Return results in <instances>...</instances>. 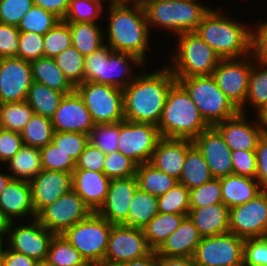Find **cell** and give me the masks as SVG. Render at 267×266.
<instances>
[{"mask_svg": "<svg viewBox=\"0 0 267 266\" xmlns=\"http://www.w3.org/2000/svg\"><path fill=\"white\" fill-rule=\"evenodd\" d=\"M176 81L167 66L147 75L145 73L136 76L127 87L123 88L125 120L157 126L168 91Z\"/></svg>", "mask_w": 267, "mask_h": 266, "instance_id": "cell-1", "label": "cell"}, {"mask_svg": "<svg viewBox=\"0 0 267 266\" xmlns=\"http://www.w3.org/2000/svg\"><path fill=\"white\" fill-rule=\"evenodd\" d=\"M130 2H110L107 46L113 51L137 56L144 63L149 41V27L144 8Z\"/></svg>", "mask_w": 267, "mask_h": 266, "instance_id": "cell-2", "label": "cell"}, {"mask_svg": "<svg viewBox=\"0 0 267 266\" xmlns=\"http://www.w3.org/2000/svg\"><path fill=\"white\" fill-rule=\"evenodd\" d=\"M210 9L194 31L221 59L251 55L252 31L236 20Z\"/></svg>", "mask_w": 267, "mask_h": 266, "instance_id": "cell-3", "label": "cell"}, {"mask_svg": "<svg viewBox=\"0 0 267 266\" xmlns=\"http://www.w3.org/2000/svg\"><path fill=\"white\" fill-rule=\"evenodd\" d=\"M209 127L189 93L176 81L168 91L157 124L161 137L193 140Z\"/></svg>", "mask_w": 267, "mask_h": 266, "instance_id": "cell-4", "label": "cell"}, {"mask_svg": "<svg viewBox=\"0 0 267 266\" xmlns=\"http://www.w3.org/2000/svg\"><path fill=\"white\" fill-rule=\"evenodd\" d=\"M131 63L144 67V62L137 56L113 51L104 44L98 50L85 56L84 82L108 84L123 89L136 78L135 75L133 76Z\"/></svg>", "mask_w": 267, "mask_h": 266, "instance_id": "cell-5", "label": "cell"}, {"mask_svg": "<svg viewBox=\"0 0 267 266\" xmlns=\"http://www.w3.org/2000/svg\"><path fill=\"white\" fill-rule=\"evenodd\" d=\"M175 79L189 93L200 114L210 127L239 113V109L218 87L212 75Z\"/></svg>", "mask_w": 267, "mask_h": 266, "instance_id": "cell-6", "label": "cell"}, {"mask_svg": "<svg viewBox=\"0 0 267 266\" xmlns=\"http://www.w3.org/2000/svg\"><path fill=\"white\" fill-rule=\"evenodd\" d=\"M210 9L197 0H161L144 7L149 29L156 25L177 35L194 32Z\"/></svg>", "mask_w": 267, "mask_h": 266, "instance_id": "cell-7", "label": "cell"}, {"mask_svg": "<svg viewBox=\"0 0 267 266\" xmlns=\"http://www.w3.org/2000/svg\"><path fill=\"white\" fill-rule=\"evenodd\" d=\"M176 57L168 66L175 78L209 76L217 67L220 57L195 32L178 34ZM174 66V67H173Z\"/></svg>", "mask_w": 267, "mask_h": 266, "instance_id": "cell-8", "label": "cell"}, {"mask_svg": "<svg viewBox=\"0 0 267 266\" xmlns=\"http://www.w3.org/2000/svg\"><path fill=\"white\" fill-rule=\"evenodd\" d=\"M112 226L113 224L108 220L92 212L86 219L70 227L63 235L92 266L104 261Z\"/></svg>", "mask_w": 267, "mask_h": 266, "instance_id": "cell-9", "label": "cell"}, {"mask_svg": "<svg viewBox=\"0 0 267 266\" xmlns=\"http://www.w3.org/2000/svg\"><path fill=\"white\" fill-rule=\"evenodd\" d=\"M95 125L125 120L123 89L108 84L83 82L75 87Z\"/></svg>", "mask_w": 267, "mask_h": 266, "instance_id": "cell-10", "label": "cell"}, {"mask_svg": "<svg viewBox=\"0 0 267 266\" xmlns=\"http://www.w3.org/2000/svg\"><path fill=\"white\" fill-rule=\"evenodd\" d=\"M245 239L233 233L201 237L194 254L197 266H243Z\"/></svg>", "mask_w": 267, "mask_h": 266, "instance_id": "cell-11", "label": "cell"}, {"mask_svg": "<svg viewBox=\"0 0 267 266\" xmlns=\"http://www.w3.org/2000/svg\"><path fill=\"white\" fill-rule=\"evenodd\" d=\"M91 213L82 198L72 189L42 208L36 219L54 235H61Z\"/></svg>", "mask_w": 267, "mask_h": 266, "instance_id": "cell-12", "label": "cell"}, {"mask_svg": "<svg viewBox=\"0 0 267 266\" xmlns=\"http://www.w3.org/2000/svg\"><path fill=\"white\" fill-rule=\"evenodd\" d=\"M161 138L154 124L128 120L119 122L118 151L132 159L137 165L149 163Z\"/></svg>", "mask_w": 267, "mask_h": 266, "instance_id": "cell-13", "label": "cell"}, {"mask_svg": "<svg viewBox=\"0 0 267 266\" xmlns=\"http://www.w3.org/2000/svg\"><path fill=\"white\" fill-rule=\"evenodd\" d=\"M229 232L243 239L267 237V190L230 208Z\"/></svg>", "mask_w": 267, "mask_h": 266, "instance_id": "cell-14", "label": "cell"}, {"mask_svg": "<svg viewBox=\"0 0 267 266\" xmlns=\"http://www.w3.org/2000/svg\"><path fill=\"white\" fill-rule=\"evenodd\" d=\"M153 249L148 245L142 228L126 225H113L109 235L104 261L115 264L139 259L150 254Z\"/></svg>", "mask_w": 267, "mask_h": 266, "instance_id": "cell-15", "label": "cell"}, {"mask_svg": "<svg viewBox=\"0 0 267 266\" xmlns=\"http://www.w3.org/2000/svg\"><path fill=\"white\" fill-rule=\"evenodd\" d=\"M31 222V224L17 227L13 225V222L7 223L5 234L6 236L8 234V236L5 246H10L9 249L25 254L37 262H44L54 234L46 229L36 218Z\"/></svg>", "mask_w": 267, "mask_h": 266, "instance_id": "cell-16", "label": "cell"}, {"mask_svg": "<svg viewBox=\"0 0 267 266\" xmlns=\"http://www.w3.org/2000/svg\"><path fill=\"white\" fill-rule=\"evenodd\" d=\"M243 57L242 59H220L212 73L218 87L238 109L244 104L248 93L249 76L253 63L251 56Z\"/></svg>", "mask_w": 267, "mask_h": 266, "instance_id": "cell-17", "label": "cell"}, {"mask_svg": "<svg viewBox=\"0 0 267 266\" xmlns=\"http://www.w3.org/2000/svg\"><path fill=\"white\" fill-rule=\"evenodd\" d=\"M33 83L31 64L18 57L0 61V103L25 101Z\"/></svg>", "mask_w": 267, "mask_h": 266, "instance_id": "cell-18", "label": "cell"}, {"mask_svg": "<svg viewBox=\"0 0 267 266\" xmlns=\"http://www.w3.org/2000/svg\"><path fill=\"white\" fill-rule=\"evenodd\" d=\"M51 120L54 131L57 132L89 135L95 126L89 110L76 90L63 96Z\"/></svg>", "mask_w": 267, "mask_h": 266, "instance_id": "cell-19", "label": "cell"}, {"mask_svg": "<svg viewBox=\"0 0 267 266\" xmlns=\"http://www.w3.org/2000/svg\"><path fill=\"white\" fill-rule=\"evenodd\" d=\"M137 188L136 176L110 179L105 201L96 213L113 225L128 226L129 206Z\"/></svg>", "mask_w": 267, "mask_h": 266, "instance_id": "cell-20", "label": "cell"}, {"mask_svg": "<svg viewBox=\"0 0 267 266\" xmlns=\"http://www.w3.org/2000/svg\"><path fill=\"white\" fill-rule=\"evenodd\" d=\"M192 142L207 162L213 178L233 174L232 151L213 126L202 131Z\"/></svg>", "mask_w": 267, "mask_h": 266, "instance_id": "cell-21", "label": "cell"}, {"mask_svg": "<svg viewBox=\"0 0 267 266\" xmlns=\"http://www.w3.org/2000/svg\"><path fill=\"white\" fill-rule=\"evenodd\" d=\"M244 113L215 124L213 127L220 133L225 143L231 149L256 150L258 141L267 127L259 120L258 123H249Z\"/></svg>", "mask_w": 267, "mask_h": 266, "instance_id": "cell-22", "label": "cell"}, {"mask_svg": "<svg viewBox=\"0 0 267 266\" xmlns=\"http://www.w3.org/2000/svg\"><path fill=\"white\" fill-rule=\"evenodd\" d=\"M32 204L37 214L72 190V173L42 169L30 182Z\"/></svg>", "mask_w": 267, "mask_h": 266, "instance_id": "cell-23", "label": "cell"}, {"mask_svg": "<svg viewBox=\"0 0 267 266\" xmlns=\"http://www.w3.org/2000/svg\"><path fill=\"white\" fill-rule=\"evenodd\" d=\"M0 213L3 219L9 223L13 218L30 216L36 218L32 204L31 186L28 181L11 179L0 194Z\"/></svg>", "mask_w": 267, "mask_h": 266, "instance_id": "cell-24", "label": "cell"}, {"mask_svg": "<svg viewBox=\"0 0 267 266\" xmlns=\"http://www.w3.org/2000/svg\"><path fill=\"white\" fill-rule=\"evenodd\" d=\"M192 144L190 139L162 137L158 141L149 163L156 169L179 180L187 150Z\"/></svg>", "mask_w": 267, "mask_h": 266, "instance_id": "cell-25", "label": "cell"}, {"mask_svg": "<svg viewBox=\"0 0 267 266\" xmlns=\"http://www.w3.org/2000/svg\"><path fill=\"white\" fill-rule=\"evenodd\" d=\"M109 185L110 179L104 172L84 169H74L72 172V189L91 212H97L103 205Z\"/></svg>", "mask_w": 267, "mask_h": 266, "instance_id": "cell-26", "label": "cell"}, {"mask_svg": "<svg viewBox=\"0 0 267 266\" xmlns=\"http://www.w3.org/2000/svg\"><path fill=\"white\" fill-rule=\"evenodd\" d=\"M201 236L189 216L156 250L157 255L169 257H194Z\"/></svg>", "mask_w": 267, "mask_h": 266, "instance_id": "cell-27", "label": "cell"}, {"mask_svg": "<svg viewBox=\"0 0 267 266\" xmlns=\"http://www.w3.org/2000/svg\"><path fill=\"white\" fill-rule=\"evenodd\" d=\"M230 209L224 203L201 208H190L189 217L201 237L222 235L229 232Z\"/></svg>", "mask_w": 267, "mask_h": 266, "instance_id": "cell-28", "label": "cell"}, {"mask_svg": "<svg viewBox=\"0 0 267 266\" xmlns=\"http://www.w3.org/2000/svg\"><path fill=\"white\" fill-rule=\"evenodd\" d=\"M223 203L230 209L252 200L263 189L256 179L230 174L220 178Z\"/></svg>", "mask_w": 267, "mask_h": 266, "instance_id": "cell-29", "label": "cell"}, {"mask_svg": "<svg viewBox=\"0 0 267 266\" xmlns=\"http://www.w3.org/2000/svg\"><path fill=\"white\" fill-rule=\"evenodd\" d=\"M30 64L33 81L42 83L65 95L75 90V87L65 77L53 58H38Z\"/></svg>", "mask_w": 267, "mask_h": 266, "instance_id": "cell-30", "label": "cell"}, {"mask_svg": "<svg viewBox=\"0 0 267 266\" xmlns=\"http://www.w3.org/2000/svg\"><path fill=\"white\" fill-rule=\"evenodd\" d=\"M212 178L207 162L197 147L192 144L187 150L178 182L190 190L201 186Z\"/></svg>", "mask_w": 267, "mask_h": 266, "instance_id": "cell-31", "label": "cell"}, {"mask_svg": "<svg viewBox=\"0 0 267 266\" xmlns=\"http://www.w3.org/2000/svg\"><path fill=\"white\" fill-rule=\"evenodd\" d=\"M136 178L138 187L142 191L156 197L167 193L178 182L177 179L156 169L150 163L137 165Z\"/></svg>", "mask_w": 267, "mask_h": 266, "instance_id": "cell-32", "label": "cell"}, {"mask_svg": "<svg viewBox=\"0 0 267 266\" xmlns=\"http://www.w3.org/2000/svg\"><path fill=\"white\" fill-rule=\"evenodd\" d=\"M186 215L158 213L142 229L148 245L157 250L181 224Z\"/></svg>", "mask_w": 267, "mask_h": 266, "instance_id": "cell-33", "label": "cell"}, {"mask_svg": "<svg viewBox=\"0 0 267 266\" xmlns=\"http://www.w3.org/2000/svg\"><path fill=\"white\" fill-rule=\"evenodd\" d=\"M68 24L72 35V46L84 57L104 45V32L98 23L80 22Z\"/></svg>", "mask_w": 267, "mask_h": 266, "instance_id": "cell-34", "label": "cell"}, {"mask_svg": "<svg viewBox=\"0 0 267 266\" xmlns=\"http://www.w3.org/2000/svg\"><path fill=\"white\" fill-rule=\"evenodd\" d=\"M7 163L12 179L30 182L42 170L40 149L23 145Z\"/></svg>", "mask_w": 267, "mask_h": 266, "instance_id": "cell-35", "label": "cell"}, {"mask_svg": "<svg viewBox=\"0 0 267 266\" xmlns=\"http://www.w3.org/2000/svg\"><path fill=\"white\" fill-rule=\"evenodd\" d=\"M65 94L33 81L28 90L26 101L33 112L52 118Z\"/></svg>", "mask_w": 267, "mask_h": 266, "instance_id": "cell-36", "label": "cell"}, {"mask_svg": "<svg viewBox=\"0 0 267 266\" xmlns=\"http://www.w3.org/2000/svg\"><path fill=\"white\" fill-rule=\"evenodd\" d=\"M158 213V197L138 187L129 206L128 226L143 228Z\"/></svg>", "mask_w": 267, "mask_h": 266, "instance_id": "cell-37", "label": "cell"}, {"mask_svg": "<svg viewBox=\"0 0 267 266\" xmlns=\"http://www.w3.org/2000/svg\"><path fill=\"white\" fill-rule=\"evenodd\" d=\"M45 262L50 266H90L63 234L52 237Z\"/></svg>", "mask_w": 267, "mask_h": 266, "instance_id": "cell-38", "label": "cell"}, {"mask_svg": "<svg viewBox=\"0 0 267 266\" xmlns=\"http://www.w3.org/2000/svg\"><path fill=\"white\" fill-rule=\"evenodd\" d=\"M54 132L51 118L34 113L22 130L21 137L25 146L40 149L52 142Z\"/></svg>", "mask_w": 267, "mask_h": 266, "instance_id": "cell-39", "label": "cell"}, {"mask_svg": "<svg viewBox=\"0 0 267 266\" xmlns=\"http://www.w3.org/2000/svg\"><path fill=\"white\" fill-rule=\"evenodd\" d=\"M258 63V64H257ZM267 100V66L259 62L252 63L249 76L248 93L244 104L239 108L240 113H245L246 103L253 104L257 110Z\"/></svg>", "mask_w": 267, "mask_h": 266, "instance_id": "cell-40", "label": "cell"}, {"mask_svg": "<svg viewBox=\"0 0 267 266\" xmlns=\"http://www.w3.org/2000/svg\"><path fill=\"white\" fill-rule=\"evenodd\" d=\"M60 20L61 19L54 13L33 5L21 18L17 29L20 32H34L39 35H45V33L53 28Z\"/></svg>", "mask_w": 267, "mask_h": 266, "instance_id": "cell-41", "label": "cell"}, {"mask_svg": "<svg viewBox=\"0 0 267 266\" xmlns=\"http://www.w3.org/2000/svg\"><path fill=\"white\" fill-rule=\"evenodd\" d=\"M34 114L28 102L0 103V117L6 130L21 133Z\"/></svg>", "mask_w": 267, "mask_h": 266, "instance_id": "cell-42", "label": "cell"}, {"mask_svg": "<svg viewBox=\"0 0 267 266\" xmlns=\"http://www.w3.org/2000/svg\"><path fill=\"white\" fill-rule=\"evenodd\" d=\"M84 58L73 46L54 58L59 69L74 87L84 82Z\"/></svg>", "mask_w": 267, "mask_h": 266, "instance_id": "cell-43", "label": "cell"}, {"mask_svg": "<svg viewBox=\"0 0 267 266\" xmlns=\"http://www.w3.org/2000/svg\"><path fill=\"white\" fill-rule=\"evenodd\" d=\"M189 189L177 182L167 193L158 197V212L189 215Z\"/></svg>", "mask_w": 267, "mask_h": 266, "instance_id": "cell-44", "label": "cell"}, {"mask_svg": "<svg viewBox=\"0 0 267 266\" xmlns=\"http://www.w3.org/2000/svg\"><path fill=\"white\" fill-rule=\"evenodd\" d=\"M44 57L55 58L66 48L72 46V35L69 24L60 20L43 35Z\"/></svg>", "mask_w": 267, "mask_h": 266, "instance_id": "cell-45", "label": "cell"}, {"mask_svg": "<svg viewBox=\"0 0 267 266\" xmlns=\"http://www.w3.org/2000/svg\"><path fill=\"white\" fill-rule=\"evenodd\" d=\"M104 0H70L68 11L63 19L67 23H96L103 11Z\"/></svg>", "mask_w": 267, "mask_h": 266, "instance_id": "cell-46", "label": "cell"}, {"mask_svg": "<svg viewBox=\"0 0 267 266\" xmlns=\"http://www.w3.org/2000/svg\"><path fill=\"white\" fill-rule=\"evenodd\" d=\"M119 122L95 125L89 134V142L103 153L118 151Z\"/></svg>", "mask_w": 267, "mask_h": 266, "instance_id": "cell-47", "label": "cell"}, {"mask_svg": "<svg viewBox=\"0 0 267 266\" xmlns=\"http://www.w3.org/2000/svg\"><path fill=\"white\" fill-rule=\"evenodd\" d=\"M190 208H201L212 204L223 203L220 178L189 190Z\"/></svg>", "mask_w": 267, "mask_h": 266, "instance_id": "cell-48", "label": "cell"}, {"mask_svg": "<svg viewBox=\"0 0 267 266\" xmlns=\"http://www.w3.org/2000/svg\"><path fill=\"white\" fill-rule=\"evenodd\" d=\"M42 169L72 173L75 169V161L53 142L40 148Z\"/></svg>", "mask_w": 267, "mask_h": 266, "instance_id": "cell-49", "label": "cell"}, {"mask_svg": "<svg viewBox=\"0 0 267 266\" xmlns=\"http://www.w3.org/2000/svg\"><path fill=\"white\" fill-rule=\"evenodd\" d=\"M137 164L121 152L106 154L103 172L109 179L128 178L136 176Z\"/></svg>", "mask_w": 267, "mask_h": 266, "instance_id": "cell-50", "label": "cell"}, {"mask_svg": "<svg viewBox=\"0 0 267 266\" xmlns=\"http://www.w3.org/2000/svg\"><path fill=\"white\" fill-rule=\"evenodd\" d=\"M52 142L75 162L89 142V135L76 132H54Z\"/></svg>", "mask_w": 267, "mask_h": 266, "instance_id": "cell-51", "label": "cell"}, {"mask_svg": "<svg viewBox=\"0 0 267 266\" xmlns=\"http://www.w3.org/2000/svg\"><path fill=\"white\" fill-rule=\"evenodd\" d=\"M43 35L34 32H20L17 57L32 62L44 57Z\"/></svg>", "mask_w": 267, "mask_h": 266, "instance_id": "cell-52", "label": "cell"}, {"mask_svg": "<svg viewBox=\"0 0 267 266\" xmlns=\"http://www.w3.org/2000/svg\"><path fill=\"white\" fill-rule=\"evenodd\" d=\"M33 5V0H0V23L18 26Z\"/></svg>", "mask_w": 267, "mask_h": 266, "instance_id": "cell-53", "label": "cell"}, {"mask_svg": "<svg viewBox=\"0 0 267 266\" xmlns=\"http://www.w3.org/2000/svg\"><path fill=\"white\" fill-rule=\"evenodd\" d=\"M243 266H267V237L245 239Z\"/></svg>", "mask_w": 267, "mask_h": 266, "instance_id": "cell-54", "label": "cell"}, {"mask_svg": "<svg viewBox=\"0 0 267 266\" xmlns=\"http://www.w3.org/2000/svg\"><path fill=\"white\" fill-rule=\"evenodd\" d=\"M233 174L255 179L257 163L255 150H236L231 153Z\"/></svg>", "mask_w": 267, "mask_h": 266, "instance_id": "cell-55", "label": "cell"}, {"mask_svg": "<svg viewBox=\"0 0 267 266\" xmlns=\"http://www.w3.org/2000/svg\"><path fill=\"white\" fill-rule=\"evenodd\" d=\"M106 154L97 146L88 142L84 151L75 162V169H84L95 172H103Z\"/></svg>", "mask_w": 267, "mask_h": 266, "instance_id": "cell-56", "label": "cell"}, {"mask_svg": "<svg viewBox=\"0 0 267 266\" xmlns=\"http://www.w3.org/2000/svg\"><path fill=\"white\" fill-rule=\"evenodd\" d=\"M20 31L17 26L0 23V58L17 57Z\"/></svg>", "mask_w": 267, "mask_h": 266, "instance_id": "cell-57", "label": "cell"}, {"mask_svg": "<svg viewBox=\"0 0 267 266\" xmlns=\"http://www.w3.org/2000/svg\"><path fill=\"white\" fill-rule=\"evenodd\" d=\"M23 145L21 133L4 129L0 133V161L7 163Z\"/></svg>", "mask_w": 267, "mask_h": 266, "instance_id": "cell-58", "label": "cell"}, {"mask_svg": "<svg viewBox=\"0 0 267 266\" xmlns=\"http://www.w3.org/2000/svg\"><path fill=\"white\" fill-rule=\"evenodd\" d=\"M252 31L251 56L256 62L267 66V22Z\"/></svg>", "mask_w": 267, "mask_h": 266, "instance_id": "cell-59", "label": "cell"}, {"mask_svg": "<svg viewBox=\"0 0 267 266\" xmlns=\"http://www.w3.org/2000/svg\"><path fill=\"white\" fill-rule=\"evenodd\" d=\"M256 180L262 189L267 190V130L260 137L256 150Z\"/></svg>", "mask_w": 267, "mask_h": 266, "instance_id": "cell-60", "label": "cell"}, {"mask_svg": "<svg viewBox=\"0 0 267 266\" xmlns=\"http://www.w3.org/2000/svg\"><path fill=\"white\" fill-rule=\"evenodd\" d=\"M34 5L42 7L44 10L54 13L61 20L64 19L70 0H33Z\"/></svg>", "mask_w": 267, "mask_h": 266, "instance_id": "cell-61", "label": "cell"}, {"mask_svg": "<svg viewBox=\"0 0 267 266\" xmlns=\"http://www.w3.org/2000/svg\"><path fill=\"white\" fill-rule=\"evenodd\" d=\"M38 262L22 254L20 252H16L11 249H7L4 256V264L3 266H35Z\"/></svg>", "mask_w": 267, "mask_h": 266, "instance_id": "cell-62", "label": "cell"}, {"mask_svg": "<svg viewBox=\"0 0 267 266\" xmlns=\"http://www.w3.org/2000/svg\"><path fill=\"white\" fill-rule=\"evenodd\" d=\"M158 266H197L193 257H169L158 255Z\"/></svg>", "mask_w": 267, "mask_h": 266, "instance_id": "cell-63", "label": "cell"}, {"mask_svg": "<svg viewBox=\"0 0 267 266\" xmlns=\"http://www.w3.org/2000/svg\"><path fill=\"white\" fill-rule=\"evenodd\" d=\"M122 266H158L157 252L156 250H153L145 257L125 262Z\"/></svg>", "mask_w": 267, "mask_h": 266, "instance_id": "cell-64", "label": "cell"}, {"mask_svg": "<svg viewBox=\"0 0 267 266\" xmlns=\"http://www.w3.org/2000/svg\"><path fill=\"white\" fill-rule=\"evenodd\" d=\"M257 118L267 127V100L257 109Z\"/></svg>", "mask_w": 267, "mask_h": 266, "instance_id": "cell-65", "label": "cell"}, {"mask_svg": "<svg viewBox=\"0 0 267 266\" xmlns=\"http://www.w3.org/2000/svg\"><path fill=\"white\" fill-rule=\"evenodd\" d=\"M11 179L12 177L10 176V174H4L0 172V194Z\"/></svg>", "mask_w": 267, "mask_h": 266, "instance_id": "cell-66", "label": "cell"}, {"mask_svg": "<svg viewBox=\"0 0 267 266\" xmlns=\"http://www.w3.org/2000/svg\"><path fill=\"white\" fill-rule=\"evenodd\" d=\"M3 237L5 236H0V266H3L4 264V256H5V253H6V250L7 249H4V241H3Z\"/></svg>", "mask_w": 267, "mask_h": 266, "instance_id": "cell-67", "label": "cell"}, {"mask_svg": "<svg viewBox=\"0 0 267 266\" xmlns=\"http://www.w3.org/2000/svg\"><path fill=\"white\" fill-rule=\"evenodd\" d=\"M6 226L7 222L3 219L1 213H0V236H6Z\"/></svg>", "mask_w": 267, "mask_h": 266, "instance_id": "cell-68", "label": "cell"}, {"mask_svg": "<svg viewBox=\"0 0 267 266\" xmlns=\"http://www.w3.org/2000/svg\"><path fill=\"white\" fill-rule=\"evenodd\" d=\"M161 1V0H134L132 3L140 5L142 8H144L146 5Z\"/></svg>", "mask_w": 267, "mask_h": 266, "instance_id": "cell-69", "label": "cell"}, {"mask_svg": "<svg viewBox=\"0 0 267 266\" xmlns=\"http://www.w3.org/2000/svg\"><path fill=\"white\" fill-rule=\"evenodd\" d=\"M92 266H122V264H115V263H109V262L103 261V262L94 264Z\"/></svg>", "mask_w": 267, "mask_h": 266, "instance_id": "cell-70", "label": "cell"}, {"mask_svg": "<svg viewBox=\"0 0 267 266\" xmlns=\"http://www.w3.org/2000/svg\"><path fill=\"white\" fill-rule=\"evenodd\" d=\"M110 2H130L132 3L134 0H109Z\"/></svg>", "mask_w": 267, "mask_h": 266, "instance_id": "cell-71", "label": "cell"}, {"mask_svg": "<svg viewBox=\"0 0 267 266\" xmlns=\"http://www.w3.org/2000/svg\"><path fill=\"white\" fill-rule=\"evenodd\" d=\"M35 266H50L45 261L44 262H38Z\"/></svg>", "mask_w": 267, "mask_h": 266, "instance_id": "cell-72", "label": "cell"}, {"mask_svg": "<svg viewBox=\"0 0 267 266\" xmlns=\"http://www.w3.org/2000/svg\"><path fill=\"white\" fill-rule=\"evenodd\" d=\"M4 130V127H3V121H2V118L0 117V133Z\"/></svg>", "mask_w": 267, "mask_h": 266, "instance_id": "cell-73", "label": "cell"}]
</instances>
